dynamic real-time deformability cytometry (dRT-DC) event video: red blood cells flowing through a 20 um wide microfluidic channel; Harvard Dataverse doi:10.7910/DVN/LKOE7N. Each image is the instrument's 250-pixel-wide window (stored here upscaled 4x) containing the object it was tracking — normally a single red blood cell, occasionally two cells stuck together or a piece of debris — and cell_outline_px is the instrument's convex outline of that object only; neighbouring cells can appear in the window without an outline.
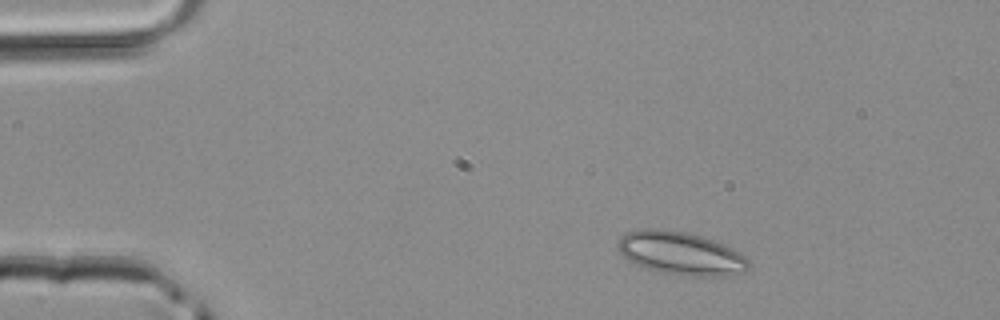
{"species": "common noctule bat (a hibernating species)", "species_latin": "Nyctalus noctula", "temperature_condition": "room temperature", "stored_images_in_passage": 3, "camera_frame_rate_fps": 3000, "um_per_image_px": 0.085, "animal": {"sex": "male", "body_mass_g": 20.4}, "frame": {"image": 1, "passage_image": 1, "time_ms": 0.0, "image_size_px": [1000, 320], "cell_outline_px": [[752, 264], [744, 272], [728, 276], [688, 276], [656, 272], [636, 264], [628, 260], [620, 252], [616, 244], [620, 236], [628, 232], [640, 228], [664, 228], [684, 232], [700, 236], [724, 244], [732, 248], [744, 256]], "centroid_in_image_um": [57.85, 21.54], "position_along_channel_um": 27.2, "area_um2": 33.18}}